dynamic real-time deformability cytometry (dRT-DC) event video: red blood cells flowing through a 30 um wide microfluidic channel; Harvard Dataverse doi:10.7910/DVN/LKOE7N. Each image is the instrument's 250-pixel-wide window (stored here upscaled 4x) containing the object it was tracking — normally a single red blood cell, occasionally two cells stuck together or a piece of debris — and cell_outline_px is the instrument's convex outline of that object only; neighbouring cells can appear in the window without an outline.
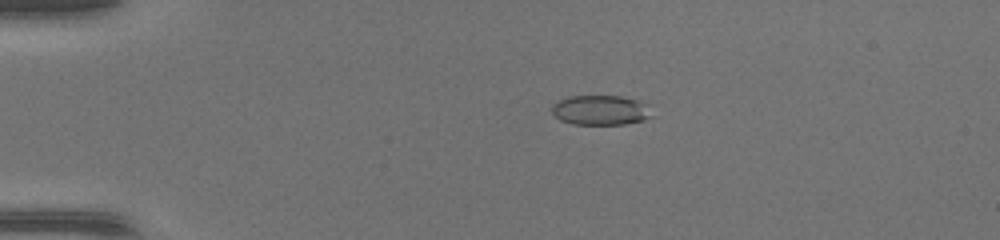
{"species": "common noctule bat (a hibernating species)", "species_latin": "Nyctalus noctula", "temperature_condition": "warm", "stored_images_in_passage": 47, "camera_frame_rate_fps": 3000, "um_per_image_px": 0.085, "animal": {"sex": "female", "body_mass_g": 17.0, "forearm_length_mm": 48.0}, "frame": {"image": 1, "passage_image": 11, "time_ms": 3.333, "image_size_px": [1000, 240], "cell_outline_px": [[652, 116], [644, 120], [624, 124], [572, 124], [560, 120], [552, 112], [552, 104], [556, 100], [568, 96], [620, 96], [640, 100], [648, 104]], "centroid_in_image_um": [51.05, 9.35], "position_along_channel_um": 34.0, "area_um2": 17.57}}
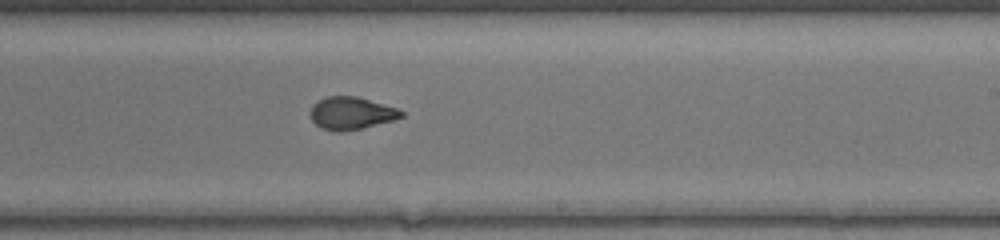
{"frame": {"image": 2, "passage_image": 30, "time_ms": 9.667, "image_size_px": [1000, 240], "cell_outline_px": [[404, 116], [392, 120], [360, 128], [340, 132], [336, 132], [320, 128], [312, 120], [308, 112], [312, 104], [328, 96], [356, 96], [396, 108], [404, 112]], "centroid_in_image_um": [29.8, 9.62], "position_along_channel_um": 259.2, "area_um2": 17.11}}
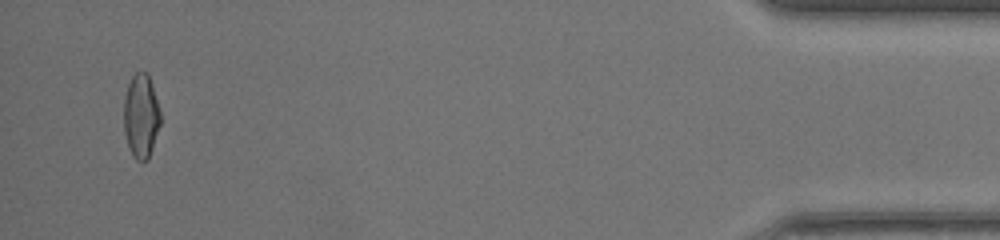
{"frame": {"image": 3, "passage_image": 46, "time_ms": 15.0, "image_size_px": [1000, 240], "cell_outline_px": [[160, 124], [148, 160], [136, 160], [132, 156], [128, 148], [124, 132], [124, 96], [128, 84], [132, 76], [136, 72], [144, 72], [148, 76], [152, 84], [160, 108]], "centroid_in_image_um": [11.98, 9.88], "position_along_channel_um": 423.2, "area_um2": 17.98}}